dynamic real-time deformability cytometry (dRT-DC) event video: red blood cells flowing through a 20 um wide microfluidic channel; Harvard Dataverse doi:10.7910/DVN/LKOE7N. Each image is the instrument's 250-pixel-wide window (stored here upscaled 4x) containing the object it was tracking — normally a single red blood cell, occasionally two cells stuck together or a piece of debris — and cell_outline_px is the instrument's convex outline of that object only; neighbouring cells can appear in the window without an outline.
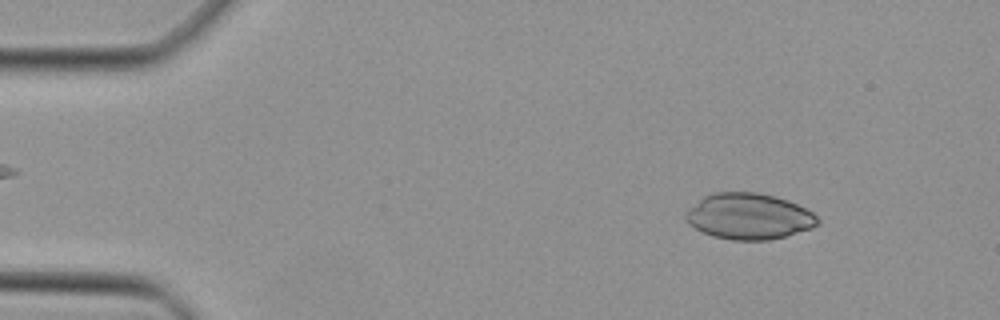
{"species": "Egyptian fruit bat (a non-hibernating species)", "species_latin": "Rousettus aegyptiacus", "temperature_condition": "cold", "stored_images_in_passage": 46, "camera_frame_rate_fps": 3000, "um_per_image_px": 0.085, "animal": {"sex": "female"}, "frame": {"image": 1, "passage_image": 5, "time_ms": 1.333, "image_size_px": [1000, 320], "cell_outline_px": [[820, 224], [812, 228], [784, 236], [768, 240], [732, 240], [712, 236], [688, 224], [684, 216], [684, 212], [688, 208], [704, 196], [716, 192], [756, 192], [788, 200], [812, 212], [820, 220]], "centroid_in_image_um": [63.63, 18.39], "position_along_channel_um": 21.4, "area_um2": 35.32}}
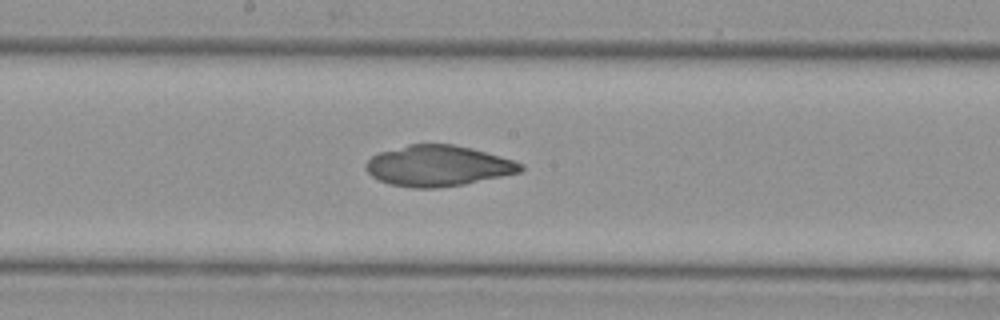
{"frame": {"image": 2, "passage_image": 24, "time_ms": 7.667, "image_size_px": [1000, 320], "cell_outline_px": [[524, 168], [520, 172], [464, 184], [436, 188], [412, 188], [388, 184], [372, 176], [364, 168], [364, 164], [372, 156], [380, 152], [408, 144], [452, 144], [472, 148], [512, 160], [524, 164]], "centroid_in_image_um": [37.2, 14.1], "position_along_channel_um": 211.0, "area_um2": 36.65}}
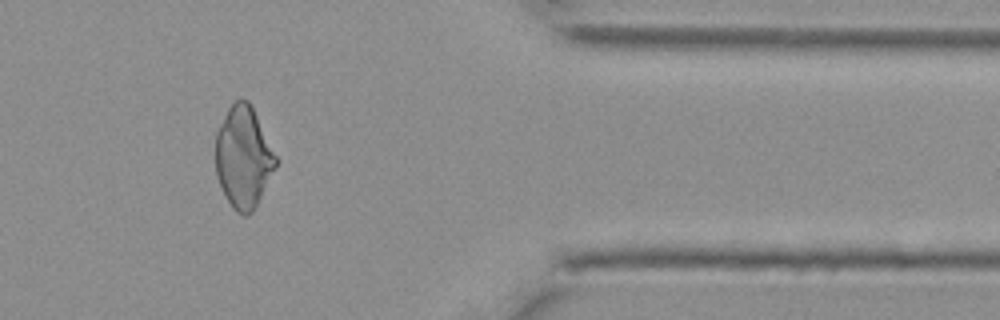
{"frame": {"image": 3, "passage_image": 38, "time_ms": 12.333, "image_size_px": [1000, 320], "cell_outline_px": [[280, 160], [256, 208], [248, 216], [244, 216], [236, 212], [232, 208], [216, 176], [216, 132], [228, 108], [236, 100], [248, 100]], "centroid_in_image_um": [20.72, 13.41], "position_along_channel_um": 390.7, "area_um2": 35.89}}